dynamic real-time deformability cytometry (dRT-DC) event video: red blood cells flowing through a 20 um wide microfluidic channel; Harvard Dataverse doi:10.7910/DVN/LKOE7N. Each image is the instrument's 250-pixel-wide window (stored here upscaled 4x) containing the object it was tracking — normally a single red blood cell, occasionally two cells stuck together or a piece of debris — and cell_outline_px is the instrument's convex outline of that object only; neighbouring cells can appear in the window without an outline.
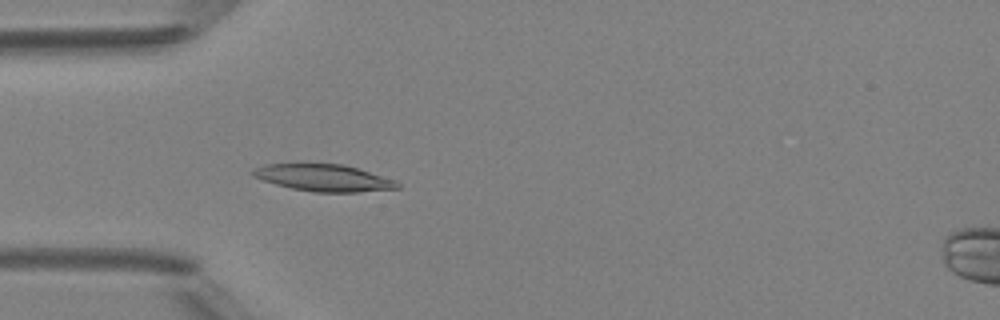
{"species": "Egyptian fruit bat (a non-hibernating species)", "species_latin": "Rousettus aegyptiacus", "temperature_condition": "room temperature", "stored_images_in_passage": 48, "camera_frame_rate_fps": 3000, "um_per_image_px": 0.085, "animal": {"sex": "female"}, "frame": {"image": 1, "passage_image": 14, "time_ms": 4.333, "image_size_px": [1000, 320], "cell_outline_px": [[400, 188], [356, 192], [312, 192], [292, 188], [276, 184], [252, 176], [252, 168], [264, 164], [304, 160], [344, 164], [396, 180], [400, 184]], "centroid_in_image_um": [27.43, 15.05], "position_along_channel_um": 57.6, "area_um2": 23.7}}
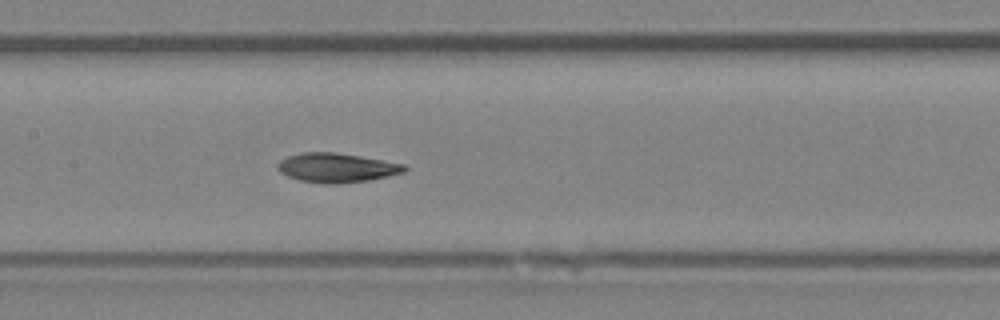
{"frame": {"image": 2, "passage_image": 23, "time_ms": 7.333, "image_size_px": [1000, 320], "cell_outline_px": [[408, 168], [404, 172], [388, 176], [368, 180], [336, 184], [324, 184], [300, 180], [288, 176], [280, 172], [276, 168], [280, 160], [288, 156], [300, 152], [336, 152], [404, 164]], "centroid_in_image_um": [28.59, 14.25], "position_along_channel_um": 178.8, "area_um2": 21.56}}
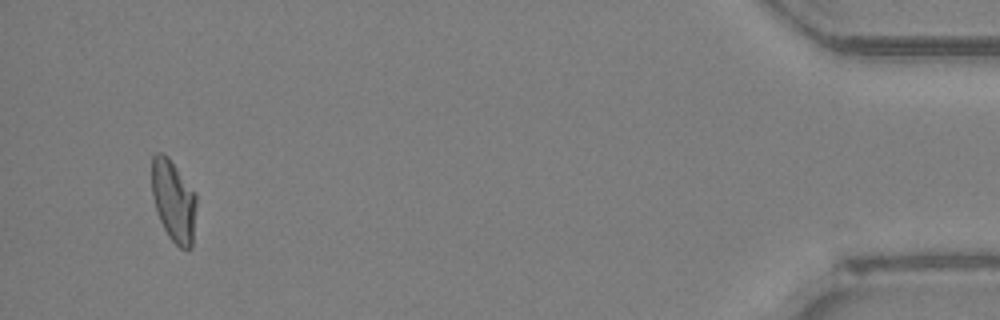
{"frame": {"image": 3, "passage_image": 46, "time_ms": 15.0, "image_size_px": [1000, 320], "cell_outline_px": [[196, 204], [192, 248], [180, 248], [168, 236], [160, 220], [152, 196], [152, 156], [156, 152], [164, 152], [168, 156], [196, 192]], "centroid_in_image_um": [14.76, 17.03], "position_along_channel_um": 420.4, "area_um2": 21.33}, "authors_computed_cell_mechanics": {"area_um2": 21.5305, "velocity_mm_per_s": 4.1901, "shape_relaxation_time_tau1_ms": null, "shape_relaxation_time_tau2_ms": 2.3997, "deformation_change_tau1": null, "deformation_change_tau2": 0.0657}}